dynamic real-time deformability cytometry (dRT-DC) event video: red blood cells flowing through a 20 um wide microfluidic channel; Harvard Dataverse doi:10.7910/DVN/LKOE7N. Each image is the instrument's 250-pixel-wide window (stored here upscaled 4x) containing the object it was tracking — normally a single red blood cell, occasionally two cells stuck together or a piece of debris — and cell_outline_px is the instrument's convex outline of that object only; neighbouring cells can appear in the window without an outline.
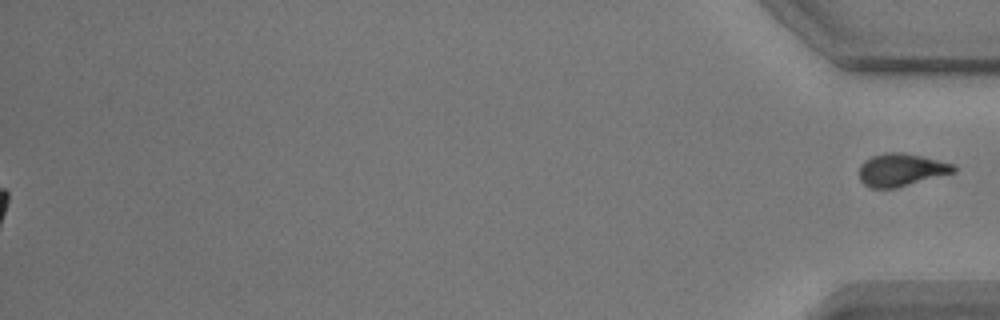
{"species": "common noctule bat (a hibernating species)", "species_latin": "Nyctalus noctula", "temperature_condition": "warm", "stored_images_in_passage": 59, "segment_of_instrument_passage": [2, 2], "camera_frame_rate_fps": 3000, "um_per_image_px": 0.085, "animal": {"sex": "male", "body_mass_g": 17.9}, "frame": {"image": 1, "passage_image": 59, "time_ms": 19.333, "image_size_px": [1000, 320], "cell_outline_px": [[956, 172], [896, 188], [872, 188], [864, 184], [860, 180], [860, 164], [864, 160], [872, 156], [884, 152], [900, 152], [920, 156], [956, 164]], "centroid_in_image_um": [76.61, 14.43], "position_along_channel_um": 358.6, "area_um2": 18.03}}